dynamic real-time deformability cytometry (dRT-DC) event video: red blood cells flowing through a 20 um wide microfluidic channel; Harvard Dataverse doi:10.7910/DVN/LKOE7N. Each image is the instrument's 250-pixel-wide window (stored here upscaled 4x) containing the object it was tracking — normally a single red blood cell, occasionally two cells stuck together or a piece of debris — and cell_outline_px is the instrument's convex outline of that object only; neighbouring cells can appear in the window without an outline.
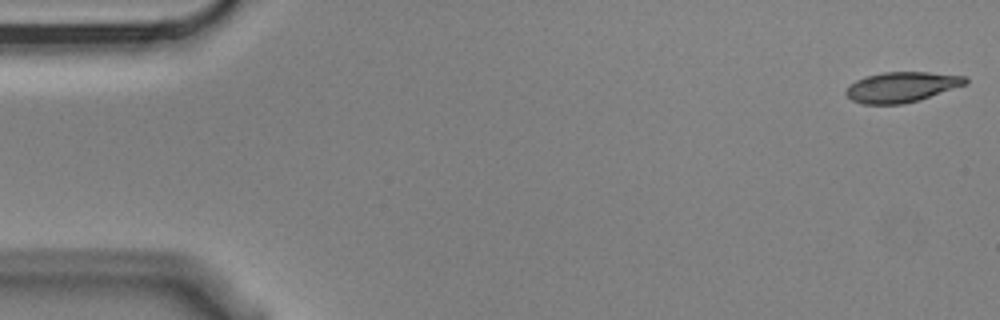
{"species": "Egyptian fruit bat (a non-hibernating species)", "species_latin": "Rousettus aegyptiacus", "temperature_condition": "cold", "stored_images_in_passage": 5, "camera_frame_rate_fps": 3000, "um_per_image_px": 0.085, "animal": {"sex": "male"}, "frame": {"image": 1, "passage_image": 1, "time_ms": 0.0, "image_size_px": [1000, 320], "cell_outline_px": [[968, 84], [904, 104], [864, 104], [852, 100], [844, 92], [856, 80], [864, 76], [884, 72], [928, 72], [968, 76]], "centroid_in_image_um": [76.67, 7.38], "position_along_channel_um": 8.3, "area_um2": 20.98}}
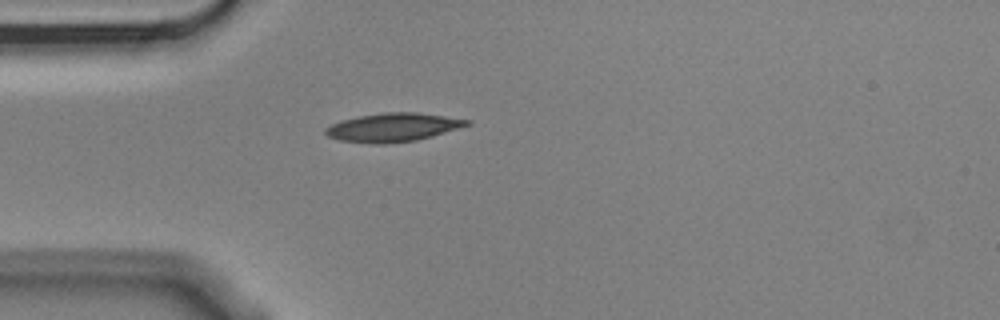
{"frame": {"image": 2, "passage_image": 5, "time_ms": 1.333, "image_size_px": [1000, 320], "cell_outline_px": [[472, 124], [432, 136], [416, 140], [384, 144], [372, 144], [340, 140], [328, 136], [324, 132], [324, 128], [332, 124], [344, 120], [360, 116], [384, 112], [416, 112], [472, 120]], "centroid_in_image_um": [33.42, 10.83], "position_along_channel_um": 51.6, "area_um2": 23.41}}